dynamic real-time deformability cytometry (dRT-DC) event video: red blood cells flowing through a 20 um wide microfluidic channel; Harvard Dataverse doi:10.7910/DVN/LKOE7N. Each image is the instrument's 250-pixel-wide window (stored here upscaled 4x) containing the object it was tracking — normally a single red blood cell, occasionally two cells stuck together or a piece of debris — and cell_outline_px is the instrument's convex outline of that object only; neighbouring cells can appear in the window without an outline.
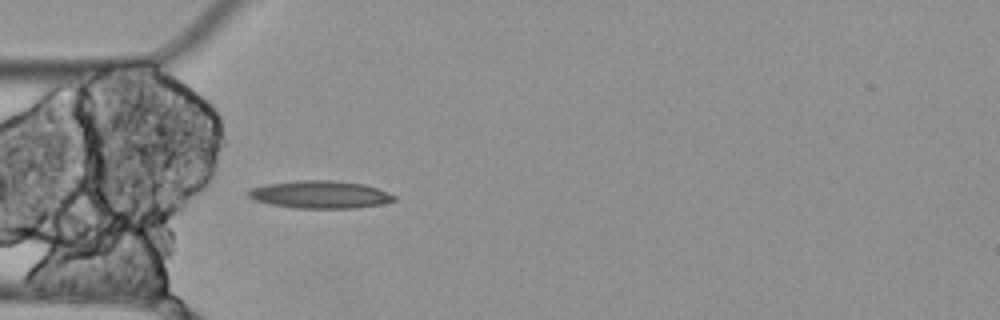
{"species": "Egyptian fruit bat (a non-hibernating species)", "species_latin": "Rousettus aegyptiacus", "temperature_condition": "cold", "stored_images_in_passage": 4, "camera_frame_rate_fps": 3000, "um_per_image_px": 0.085, "animal": {"sex": "female"}, "frame": {"image": 1, "passage_image": 4, "time_ms": 1.0, "image_size_px": [1000, 320], "cell_outline_px": [[396, 200], [384, 204], [356, 208], [296, 208], [268, 204], [252, 200], [244, 192], [252, 188], [264, 184], [296, 180], [332, 180], [364, 184], [388, 192], [396, 196]], "centroid_in_image_um": [27.17, 16.54], "position_along_channel_um": 57.8, "area_um2": 23.81}}